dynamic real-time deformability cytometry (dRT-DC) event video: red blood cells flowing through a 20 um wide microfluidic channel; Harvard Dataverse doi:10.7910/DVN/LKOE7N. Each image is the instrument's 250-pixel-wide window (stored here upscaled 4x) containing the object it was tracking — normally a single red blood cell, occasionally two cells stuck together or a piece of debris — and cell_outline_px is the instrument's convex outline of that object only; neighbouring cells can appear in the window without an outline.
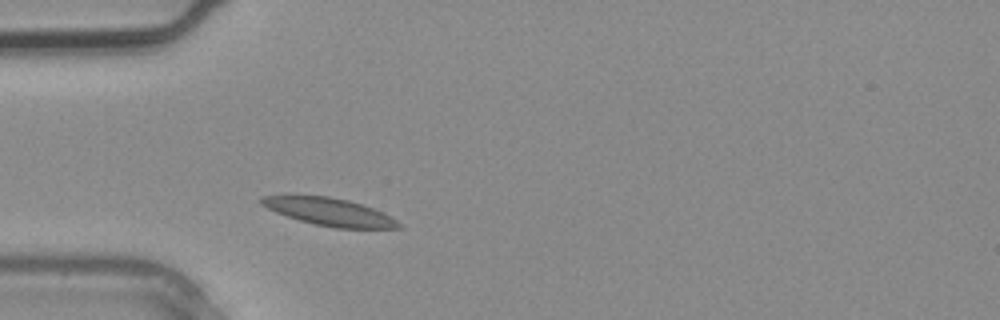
{"species": "common noctule bat (a hibernating species)", "species_latin": "Nyctalus noctula", "temperature_condition": "warm", "stored_images_in_passage": 2, "camera_frame_rate_fps": 3000, "um_per_image_px": 0.085, "animal": {"sex": "male", "body_mass_g": 20.4}, "frame": {"image": 1, "passage_image": 2, "time_ms": 0.333, "image_size_px": [1000, 320], "cell_outline_px": [[400, 228], [336, 228], [316, 224], [300, 220], [276, 212], [260, 204], [256, 200], [264, 196], [328, 196], [348, 200], [372, 208], [396, 220], [400, 224]], "centroid_in_image_um": [27.96, 18.0], "position_along_channel_um": 57.0, "area_um2": 21.5}}